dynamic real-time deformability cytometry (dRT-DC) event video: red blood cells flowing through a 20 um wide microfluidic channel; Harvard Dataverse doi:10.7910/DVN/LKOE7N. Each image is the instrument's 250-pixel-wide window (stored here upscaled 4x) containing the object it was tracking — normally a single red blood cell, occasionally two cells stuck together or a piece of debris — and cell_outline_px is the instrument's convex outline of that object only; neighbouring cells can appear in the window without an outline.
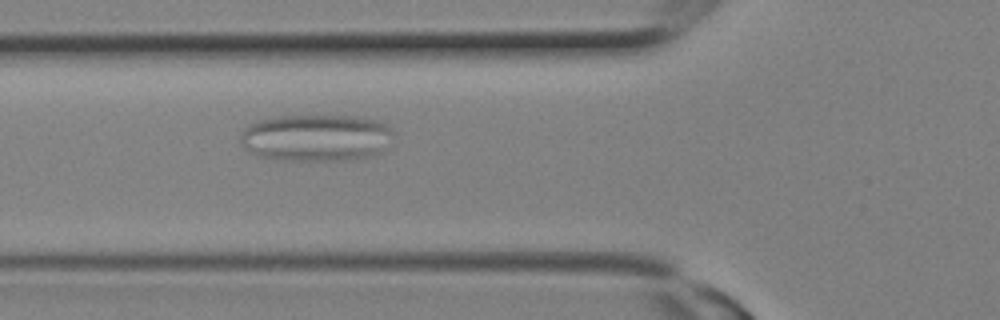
{"species": "Egyptian fruit bat (a non-hibernating species)", "species_latin": "Rousettus aegyptiacus", "temperature_condition": "room temperature", "stored_images_in_passage": 3, "camera_frame_rate_fps": 3000, "um_per_image_px": 0.085, "animal": {"sex": "female"}, "frame": {"image": 1, "passage_image": 3, "time_ms": 0.667, "image_size_px": [1000, 320], "cell_outline_px": [[396, 132], [380, 152], [376, 156], [352, 160], [292, 160], [260, 156], [244, 148], [240, 144], [240, 136], [244, 128], [260, 120], [272, 116], [356, 116], [376, 120], [392, 128]], "centroid_in_image_um": [26.9, 11.7], "position_along_channel_um": 98.9, "area_um2": 42.02}}